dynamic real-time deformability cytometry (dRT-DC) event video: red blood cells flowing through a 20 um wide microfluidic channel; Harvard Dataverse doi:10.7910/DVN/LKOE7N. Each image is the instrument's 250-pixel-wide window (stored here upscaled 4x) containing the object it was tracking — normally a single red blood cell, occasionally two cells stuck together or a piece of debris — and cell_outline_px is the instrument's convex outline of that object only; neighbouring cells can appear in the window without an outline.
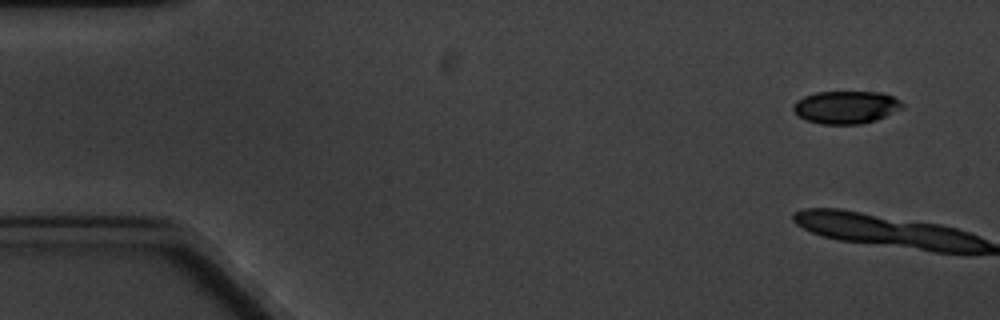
{"species": "common noctule bat (a hibernating species)", "species_latin": "Nyctalus noctula", "temperature_condition": "cold", "stored_images_in_passage": 8, "camera_frame_rate_fps": 3000, "um_per_image_px": 0.085, "animal": {"sex": "male", "body_mass_g": 20.1, "forearm_length_mm": 53.5}, "frame": {"image": 1, "passage_image": 1, "time_ms": 0.0, "image_size_px": [1000, 320], "cell_outline_px": [[904, 108], [876, 120], [860, 124], [820, 124], [804, 120], [792, 108], [792, 104], [796, 100], [804, 96], [816, 92], [880, 92], [892, 96], [900, 100], [904, 104]], "centroid_in_image_um": [71.91, 9.11], "position_along_channel_um": 13.1, "area_um2": 20.92}}
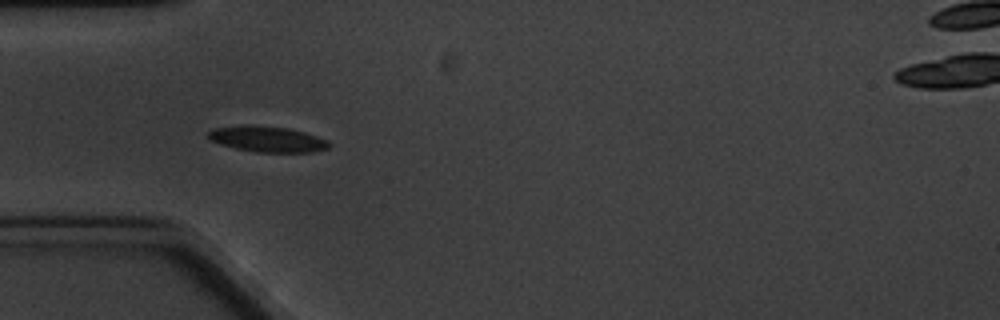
{"frame": {"image": 2, "passage_image": 6, "time_ms": 6.333, "image_size_px": [1000, 320], "cell_outline_px": [[332, 144], [328, 148], [312, 152], [256, 152], [236, 148], [220, 144], [208, 140], [208, 132], [216, 128], [244, 124], [252, 124], [288, 128], [304, 132], [328, 140]], "centroid_in_image_um": [22.72, 11.81], "position_along_channel_um": 62.3, "area_um2": 18.26}}